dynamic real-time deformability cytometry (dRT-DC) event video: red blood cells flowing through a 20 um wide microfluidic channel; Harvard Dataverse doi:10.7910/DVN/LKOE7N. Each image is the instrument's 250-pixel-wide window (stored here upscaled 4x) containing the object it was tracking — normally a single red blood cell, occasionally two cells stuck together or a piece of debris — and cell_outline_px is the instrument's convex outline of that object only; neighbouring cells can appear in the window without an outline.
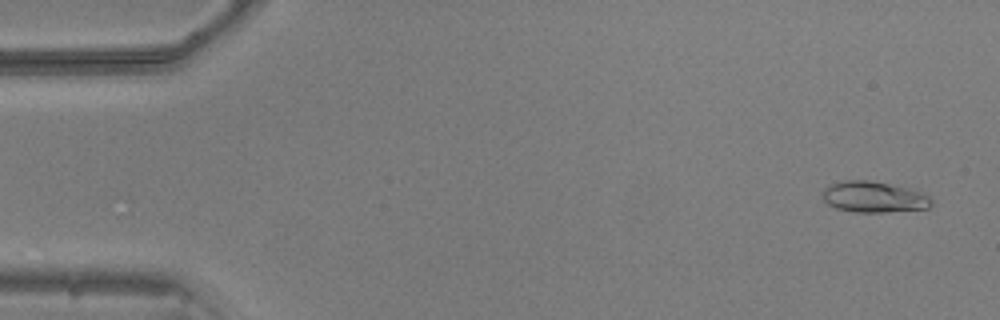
{"species": "common noctule bat (a hibernating species)", "species_latin": "Nyctalus noctula", "temperature_condition": "warm", "stored_images_in_passage": 53, "camera_frame_rate_fps": 3000, "um_per_image_px": 0.085, "animal": {"sex": "male", "body_mass_g": 20.5, "forearm_length_mm": 52.5}, "frame": {"image": 1, "passage_image": 3, "time_ms": 0.667, "image_size_px": [1000, 320], "cell_outline_px": [[932, 204], [928, 208], [884, 212], [856, 212], [836, 208], [828, 204], [824, 200], [824, 188], [828, 184], [844, 180], [868, 180], [908, 188], [920, 192], [928, 196], [932, 200]], "centroid_in_image_um": [74.25, 16.74], "position_along_channel_um": 10.7, "area_um2": 19.48}}
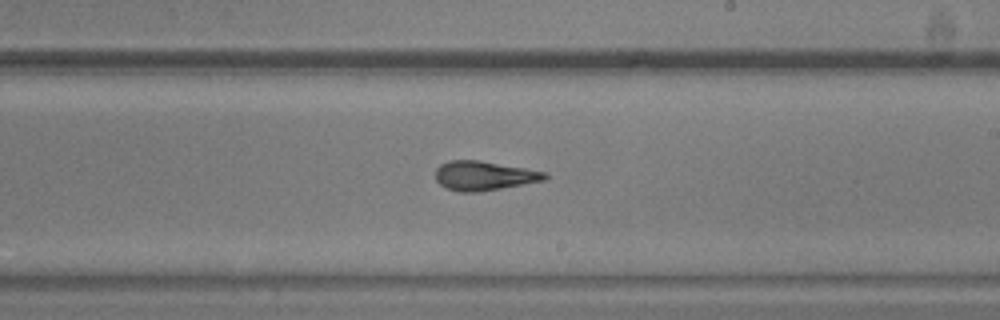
{"frame": {"image": 2, "passage_image": 31, "time_ms": 10.0, "image_size_px": [1000, 320], "cell_outline_px": [[548, 180], [480, 192], [460, 192], [448, 188], [440, 184], [436, 180], [436, 168], [440, 164], [448, 160], [480, 160], [524, 168], [544, 172], [548, 176]], "centroid_in_image_um": [41.14, 14.94], "position_along_channel_um": 247.9, "area_um2": 18.73}}
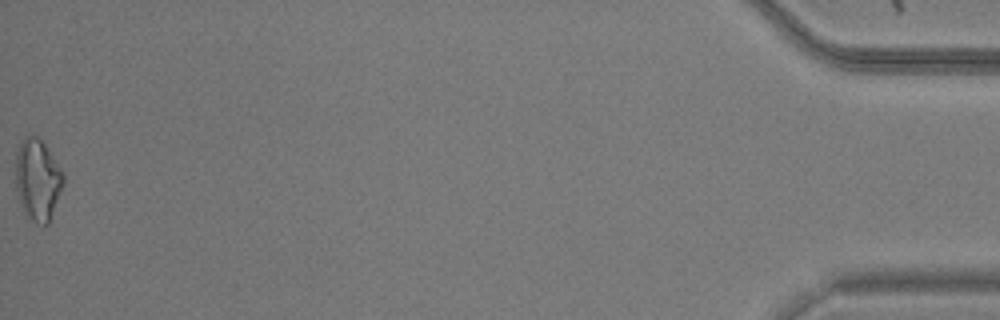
{"frame": {"image": 3, "passage_image": 53, "time_ms": 17.333, "image_size_px": [1000, 320], "cell_outline_px": [[64, 184], [48, 224], [36, 224], [24, 216], [20, 204], [16, 188], [16, 156], [20, 140], [24, 136], [36, 136], [44, 144], [64, 172]], "centroid_in_image_um": [3.19, 15.3], "position_along_channel_um": 432.0, "area_um2": 22.83}, "authors_computed_cell_mechanics": {"area_um2": 18.7272, "velocity_mm_per_s": 3.8845, "shape_relaxation_time_tau1_ms": 4.9582, "shape_relaxation_time_tau2_ms": 2.254, "deformation_change_tau1": 0.1797, "deformation_change_tau2": 0.1109}}